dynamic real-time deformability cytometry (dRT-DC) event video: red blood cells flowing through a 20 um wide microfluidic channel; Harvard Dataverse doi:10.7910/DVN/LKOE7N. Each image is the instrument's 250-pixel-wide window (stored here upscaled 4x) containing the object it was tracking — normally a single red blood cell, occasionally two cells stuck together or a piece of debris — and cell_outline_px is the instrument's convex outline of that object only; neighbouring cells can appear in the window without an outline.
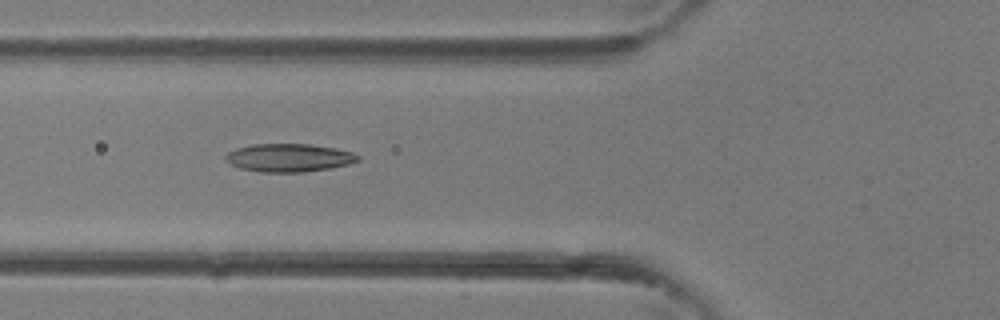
{"species": "common noctule bat (a hibernating species)", "species_latin": "Nyctalus noctula", "temperature_condition": "room temperature", "stored_images_in_passage": 2, "camera_frame_rate_fps": 3000, "um_per_image_px": 0.085, "animal": {"sex": "female"}, "frame": {"image": 1, "passage_image": 2, "time_ms": 0.333, "image_size_px": [1000, 320], "cell_outline_px": [[360, 160], [348, 164], [328, 168], [304, 172], [260, 172], [240, 168], [224, 160], [224, 156], [228, 152], [236, 148], [252, 144], [308, 144], [336, 148], [352, 152], [360, 156]], "centroid_in_image_um": [24.54, 13.4], "position_along_channel_um": 101.3, "area_um2": 21.68}}